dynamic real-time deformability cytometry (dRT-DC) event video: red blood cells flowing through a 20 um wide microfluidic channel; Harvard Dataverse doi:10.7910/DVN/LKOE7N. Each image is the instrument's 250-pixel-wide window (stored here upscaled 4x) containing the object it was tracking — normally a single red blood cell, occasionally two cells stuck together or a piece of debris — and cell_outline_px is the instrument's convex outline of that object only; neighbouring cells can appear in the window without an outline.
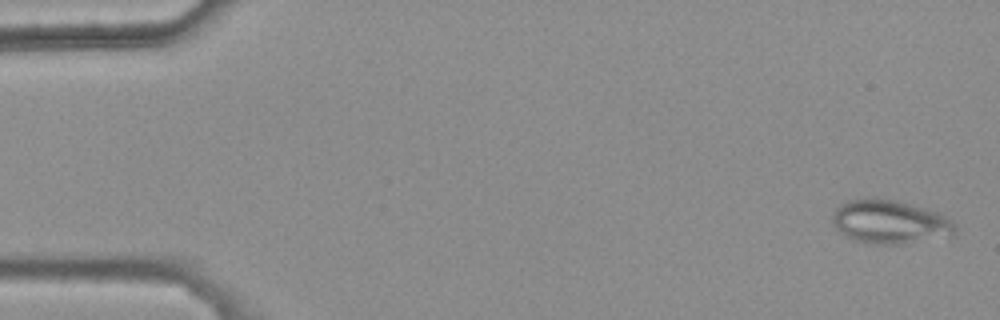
{"species": "common noctule bat (a hibernating species)", "species_latin": "Nyctalus noctula", "temperature_condition": "warm", "stored_images_in_passage": 46, "camera_frame_rate_fps": 3000, "um_per_image_px": 0.085, "animal": {"sex": "female", "body_mass_g": 25.1}, "frame": {"image": 1, "passage_image": 2, "time_ms": 0.333, "image_size_px": [1000, 320], "cell_outline_px": [[956, 232], [952, 236], [904, 244], [876, 244], [852, 240], [840, 232], [832, 224], [832, 216], [836, 208], [840, 204], [848, 200], [876, 196], [896, 200], [924, 208], [936, 212], [952, 220], [956, 224]], "centroid_in_image_um": [75.63, 18.85], "position_along_channel_um": 9.4, "area_um2": 31.67}}
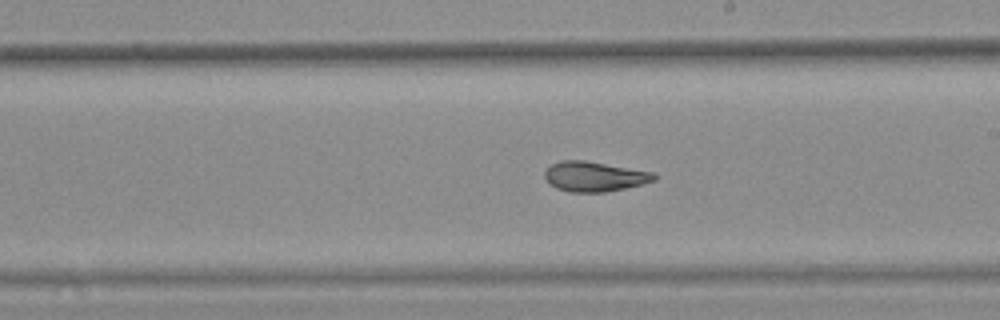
{"frame": {"image": 2, "passage_image": 31, "time_ms": 10.0, "image_size_px": [1000, 320], "cell_outline_px": [[660, 176], [656, 180], [624, 188], [604, 192], [568, 192], [556, 188], [548, 184], [544, 176], [544, 172], [552, 164], [560, 160], [584, 160], [652, 172]], "centroid_in_image_um": [50.49, 15.0], "position_along_channel_um": 238.5, "area_um2": 19.07}}
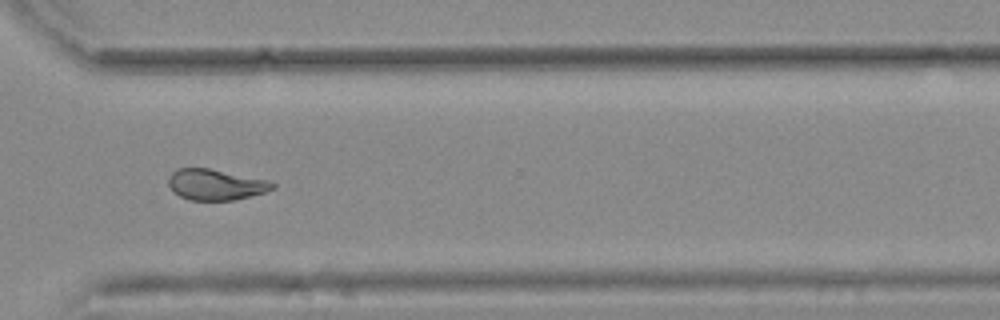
{"frame": {"image": 3, "passage_image": 40, "time_ms": 13.0, "image_size_px": [1000, 320], "cell_outline_px": [[276, 188], [264, 192], [236, 200], [188, 200], [172, 192], [168, 184], [168, 176], [176, 168], [208, 168], [268, 180], [276, 184]], "centroid_in_image_um": [18.3, 15.69], "position_along_channel_um": 352.3, "area_um2": 18.84}, "authors_computed_cell_mechanics": {"area_um2": 19.9121, "velocity_mm_per_s": 3.7784, "shape_relaxation_time_tau1_ms": null, "shape_relaxation_time_tau2_ms": 2.7332, "deformation_change_tau1": null, "deformation_change_tau2": 0.0844}}